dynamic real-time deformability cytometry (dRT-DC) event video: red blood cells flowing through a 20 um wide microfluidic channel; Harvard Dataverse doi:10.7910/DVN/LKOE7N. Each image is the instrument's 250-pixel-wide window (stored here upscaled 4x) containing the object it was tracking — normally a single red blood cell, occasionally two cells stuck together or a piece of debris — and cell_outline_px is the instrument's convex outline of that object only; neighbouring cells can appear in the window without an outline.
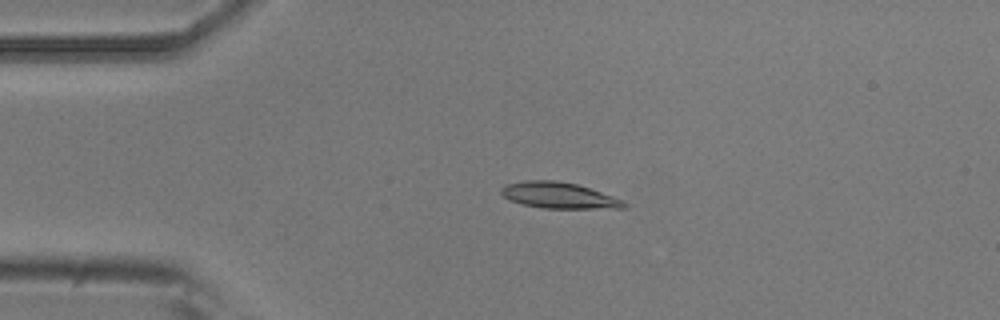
{"species": "common noctule bat (a hibernating species)", "species_latin": "Nyctalus noctula", "temperature_condition": "room temperature", "stored_images_in_passage": 52, "camera_frame_rate_fps": 3000, "um_per_image_px": 0.085, "animal": {"sex": "male", "body_mass_g": 20.5, "forearm_length_mm": 52.5}, "frame": {"image": 1, "passage_image": 12, "time_ms": 3.667, "image_size_px": [1000, 320], "cell_outline_px": [[628, 208], [540, 208], [524, 204], [512, 200], [504, 196], [500, 192], [500, 188], [504, 184], [524, 180], [556, 180], [576, 184], [612, 196], [628, 204]], "centroid_in_image_um": [47.46, 16.6], "position_along_channel_um": 37.5, "area_um2": 18.5}}
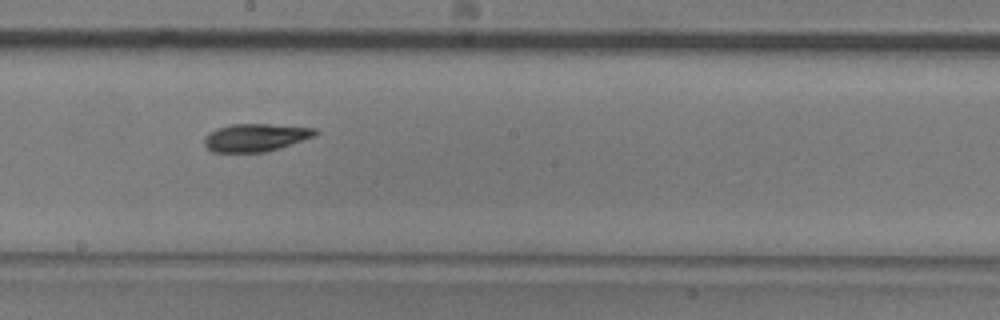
{"frame": {"image": 2, "passage_image": 29, "time_ms": 9.333, "image_size_px": [1000, 320], "cell_outline_px": [[320, 132], [316, 136], [280, 148], [264, 152], [212, 152], [204, 144], [204, 136], [208, 132], [216, 128], [232, 124], [268, 124], [316, 128]], "centroid_in_image_um": [21.73, 11.68], "position_along_channel_um": 226.5, "area_um2": 18.15}}
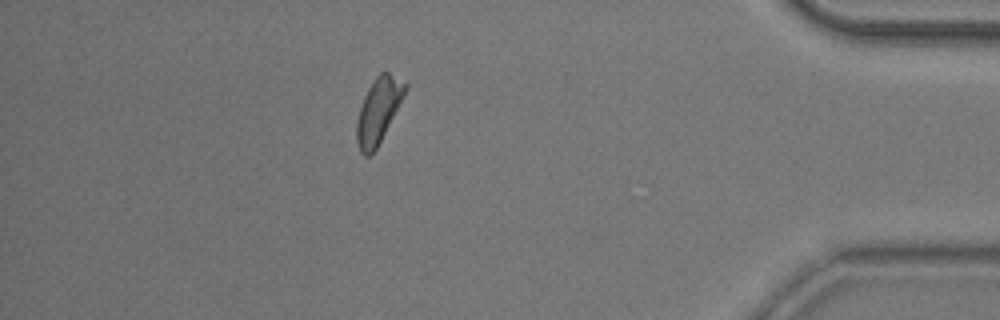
{"frame": {"image": 3, "passage_image": 46, "time_ms": 15.0, "image_size_px": [1000, 320], "cell_outline_px": [[408, 88], [404, 96], [376, 148], [368, 156], [364, 156], [360, 152], [356, 140], [356, 120], [364, 96], [368, 88], [376, 76], [380, 72], [388, 72], [408, 84]], "centroid_in_image_um": [32.15, 9.38], "position_along_channel_um": 403.0, "area_um2": 18.09}, "authors_computed_cell_mechanics": {"area_um2": 18.0625, "velocity_mm_per_s": 3.8817, "shape_relaxation_time_tau1_ms": 4.3409, "shape_relaxation_time_tau2_ms": 10.4167, "deformation_change_tau1": 0.0997, "deformation_change_tau2": 0.1934}}